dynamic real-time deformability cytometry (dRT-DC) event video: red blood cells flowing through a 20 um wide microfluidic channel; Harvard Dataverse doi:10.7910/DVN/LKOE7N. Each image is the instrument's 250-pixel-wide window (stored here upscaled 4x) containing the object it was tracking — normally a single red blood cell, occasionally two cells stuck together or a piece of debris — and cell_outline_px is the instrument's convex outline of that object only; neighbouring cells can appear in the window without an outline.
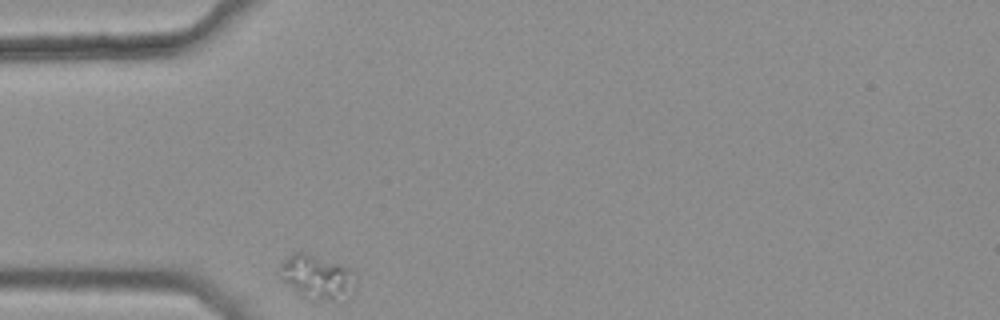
{"species": "common noctule bat (a hibernating species)", "species_latin": "Nyctalus noctula", "temperature_condition": "warm", "stored_images_in_passage": 1, "camera_frame_rate_fps": 3000, "um_per_image_px": 0.085, "animal": {"sex": "female", "body_mass_g": 25.1}, "frame": {"image": 1, "passage_image": 1, "time_ms": 0.0, "image_size_px": [1000, 320], "cell_outline_px": [[348, 272], [344, 292], [340, 296], [332, 300], [316, 300], [300, 292], [284, 280], [280, 268], [280, 264], [292, 252], [300, 252], [340, 264], [348, 268]], "centroid_in_image_um": [26.74, 23.46], "position_along_channel_um": 58.3, "area_um2": 16.88}}